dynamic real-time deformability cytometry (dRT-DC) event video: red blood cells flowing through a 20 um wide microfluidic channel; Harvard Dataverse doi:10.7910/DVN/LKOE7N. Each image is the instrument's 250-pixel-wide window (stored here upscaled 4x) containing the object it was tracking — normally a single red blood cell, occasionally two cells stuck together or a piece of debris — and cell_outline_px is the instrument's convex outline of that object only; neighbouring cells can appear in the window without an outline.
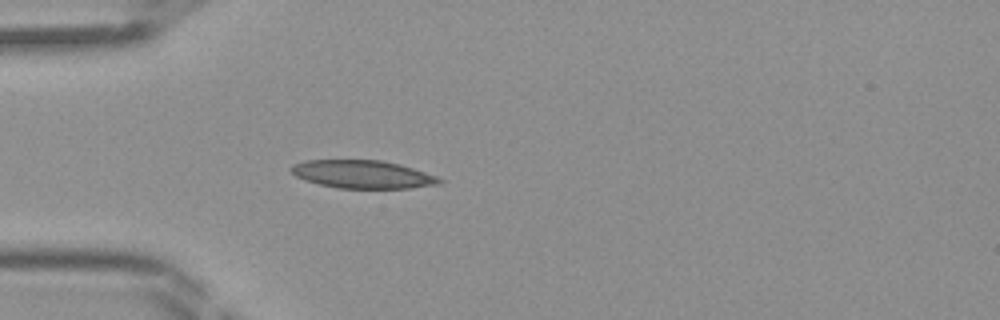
{"species": "Egyptian fruit bat (a non-hibernating species)", "species_latin": "Rousettus aegyptiacus", "temperature_condition": "room temperature", "stored_images_in_passage": 33, "camera_frame_rate_fps": 3000, "um_per_image_px": 0.085, "frame": {"image": 1, "passage_image": 4, "time_ms": 1.0, "image_size_px": [1000, 320], "cell_outline_px": [[444, 180], [440, 184], [412, 188], [336, 188], [304, 180], [296, 176], [288, 168], [292, 164], [304, 160], [380, 160], [400, 164], [436, 176]], "centroid_in_image_um": [30.8, 14.81], "position_along_channel_um": 54.2, "area_um2": 24.28}}
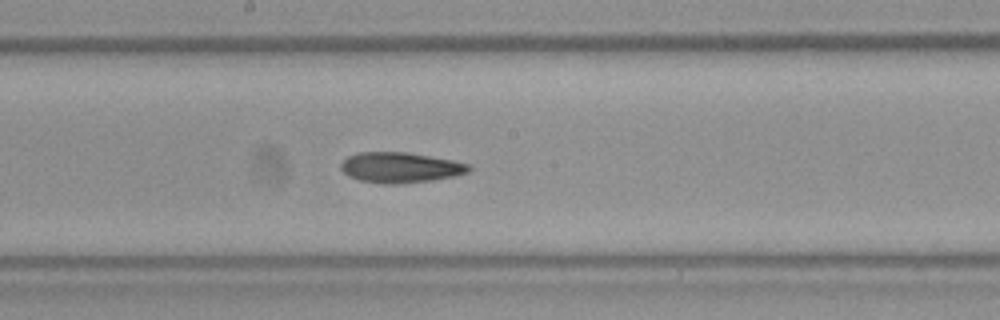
{"frame": {"image": 2, "passage_image": 15, "time_ms": 4.667, "image_size_px": [1000, 320], "cell_outline_px": [[472, 168], [468, 172], [456, 176], [432, 180], [400, 184], [380, 184], [360, 180], [348, 176], [340, 168], [340, 164], [348, 156], [356, 152], [408, 152], [452, 160], [472, 164]], "centroid_in_image_um": [34.04, 14.24], "position_along_channel_um": 214.2, "area_um2": 22.95}}
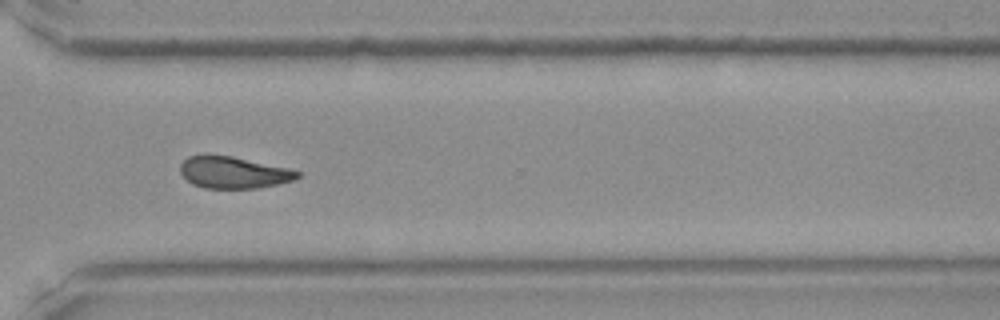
{"frame": {"image": 3, "passage_image": 24, "time_ms": 7.667, "image_size_px": [1000, 320], "cell_outline_px": [[300, 176], [296, 180], [260, 188], [204, 188], [192, 184], [180, 172], [180, 164], [188, 156], [208, 152], [232, 156], [288, 168], [300, 172]], "centroid_in_image_um": [19.82, 14.63], "position_along_channel_um": 350.8, "area_um2": 22.14}}